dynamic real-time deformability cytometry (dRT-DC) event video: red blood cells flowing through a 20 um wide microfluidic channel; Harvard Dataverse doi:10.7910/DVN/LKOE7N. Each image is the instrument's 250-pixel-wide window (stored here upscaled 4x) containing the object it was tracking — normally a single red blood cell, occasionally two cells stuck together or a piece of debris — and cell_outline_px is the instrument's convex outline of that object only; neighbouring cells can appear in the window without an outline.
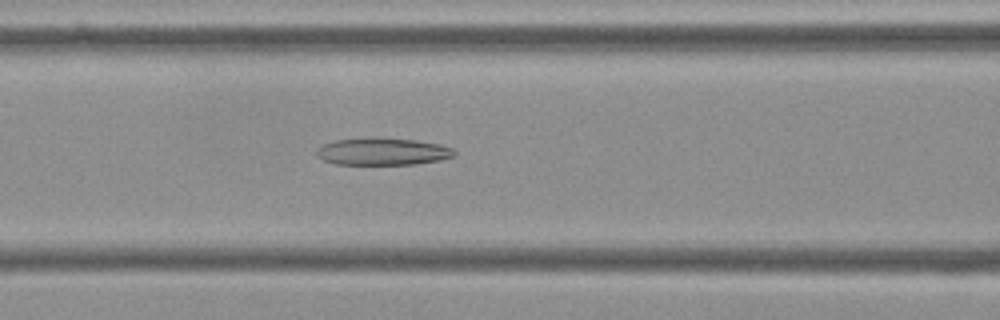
{"species": "Egyptian fruit bat (a non-hibernating species)", "species_latin": "Rousettus aegyptiacus", "temperature_condition": "cold", "stored_images_in_passage": 48, "camera_frame_rate_fps": 3000, "um_per_image_px": 0.085, "frame": {"image": 1, "passage_image": 16, "time_ms": 5.0, "image_size_px": [1000, 320], "cell_outline_px": [[456, 152], [452, 156], [440, 160], [416, 164], [332, 164], [316, 156], [316, 148], [324, 144], [336, 140], [416, 140], [440, 144], [452, 148]], "centroid_in_image_um": [32.52, 12.92], "position_along_channel_um": 134.1, "area_um2": 20.98}}
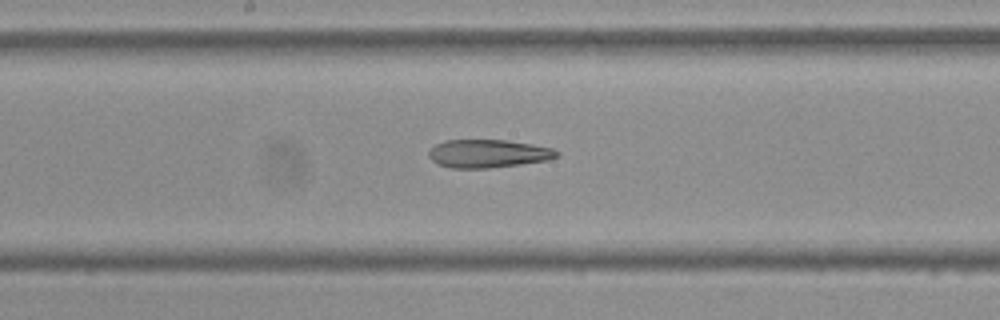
{"frame": {"image": 2, "passage_image": 22, "time_ms": 7.0, "image_size_px": [1000, 320], "cell_outline_px": [[560, 156], [548, 160], [520, 164], [488, 168], [448, 168], [436, 164], [428, 156], [428, 152], [436, 144], [444, 140], [504, 140], [532, 144], [552, 148], [560, 152]], "centroid_in_image_um": [41.48, 13.06], "position_along_channel_um": 206.7, "area_um2": 21.1}}
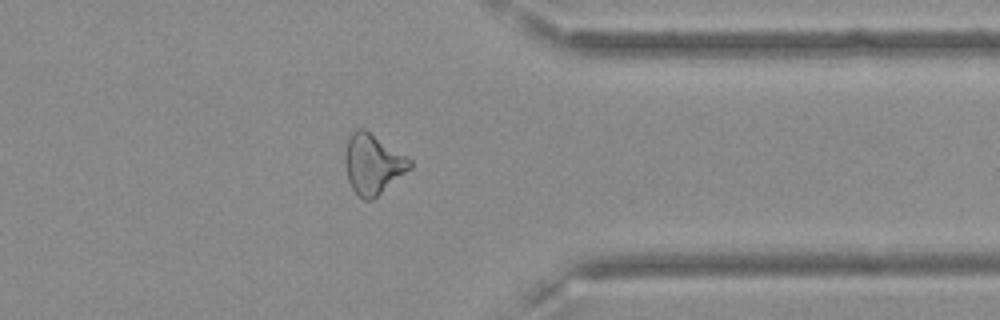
{"frame": {"image": 3, "passage_image": 37, "time_ms": 12.0, "image_size_px": [1000, 320], "cell_outline_px": [[412, 168], [372, 200], [364, 200], [352, 188], [348, 180], [344, 164], [344, 156], [348, 140], [352, 132], [356, 128], [364, 128], [412, 160]], "centroid_in_image_um": [31.68, 13.94], "position_along_channel_um": 379.7, "area_um2": 22.54}}